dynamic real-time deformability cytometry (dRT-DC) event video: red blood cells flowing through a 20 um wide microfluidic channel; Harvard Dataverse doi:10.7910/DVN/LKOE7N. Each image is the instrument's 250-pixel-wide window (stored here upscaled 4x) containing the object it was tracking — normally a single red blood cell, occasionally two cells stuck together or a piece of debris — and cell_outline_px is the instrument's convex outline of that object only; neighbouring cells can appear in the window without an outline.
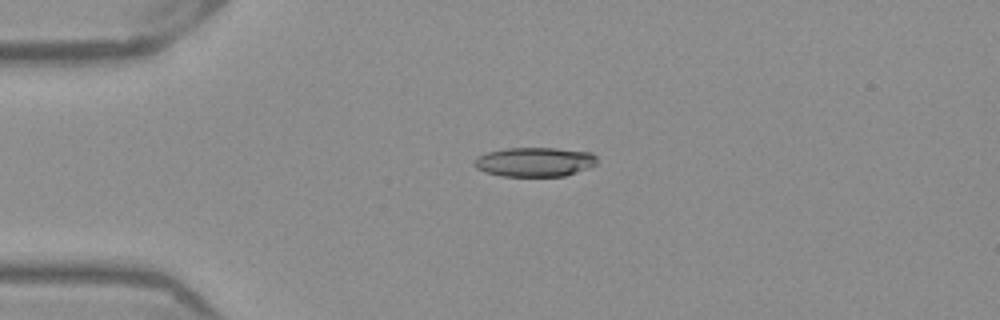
{"species": "Egyptian fruit bat (a non-hibernating species)", "species_latin": "Rousettus aegyptiacus", "temperature_condition": "warm", "stored_images_in_passage": 41, "camera_frame_rate_fps": 3000, "um_per_image_px": 0.085, "frame": {"image": 1, "passage_image": 1, "time_ms": 0.0, "image_size_px": [1000, 320], "cell_outline_px": [[596, 164], [588, 168], [564, 176], [500, 176], [484, 172], [476, 168], [472, 164], [476, 156], [488, 152], [504, 148], [556, 148], [592, 152], [596, 156]], "centroid_in_image_um": [45.41, 13.76], "position_along_channel_um": 39.6, "area_um2": 21.15}}
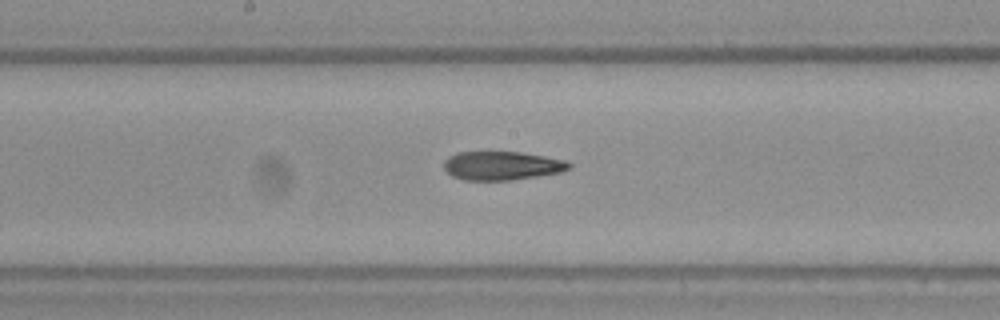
{"frame": {"image": 2, "passage_image": 16, "time_ms": 5.0, "image_size_px": [1000, 320], "cell_outline_px": [[572, 168], [560, 172], [512, 180], [464, 180], [452, 176], [444, 168], [444, 160], [448, 156], [456, 152], [520, 152], [568, 160], [572, 164]], "centroid_in_image_um": [42.67, 14.08], "position_along_channel_um": 205.5, "area_um2": 21.04}}
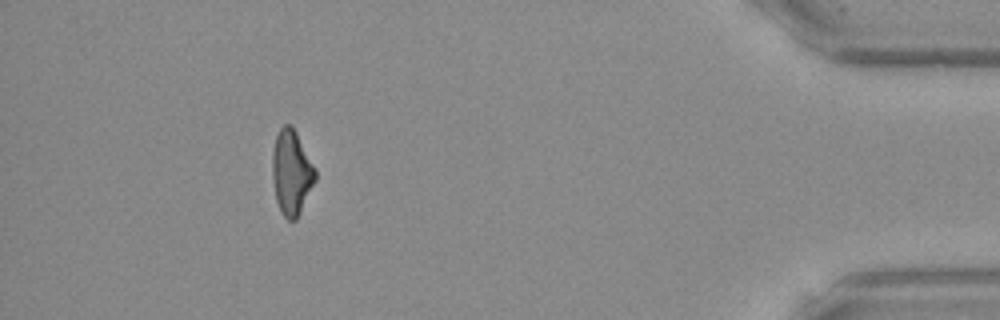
{"frame": {"image": 3, "passage_image": 36, "time_ms": 11.667, "image_size_px": [1000, 320], "cell_outline_px": [[316, 180], [296, 220], [288, 220], [280, 212], [276, 200], [272, 176], [272, 152], [276, 136], [280, 128], [284, 124], [292, 124], [316, 168]], "centroid_in_image_um": [24.78, 14.64], "position_along_channel_um": 410.4, "area_um2": 21.39}, "authors_computed_cell_mechanics": {"area_um2": 21.4438, "velocity_mm_per_s": 3.9322, "shape_relaxation_time_tau1_ms": null, "shape_relaxation_time_tau2_ms": 4.774, "deformation_change_tau1": null, "deformation_change_tau2": 0.1521}}